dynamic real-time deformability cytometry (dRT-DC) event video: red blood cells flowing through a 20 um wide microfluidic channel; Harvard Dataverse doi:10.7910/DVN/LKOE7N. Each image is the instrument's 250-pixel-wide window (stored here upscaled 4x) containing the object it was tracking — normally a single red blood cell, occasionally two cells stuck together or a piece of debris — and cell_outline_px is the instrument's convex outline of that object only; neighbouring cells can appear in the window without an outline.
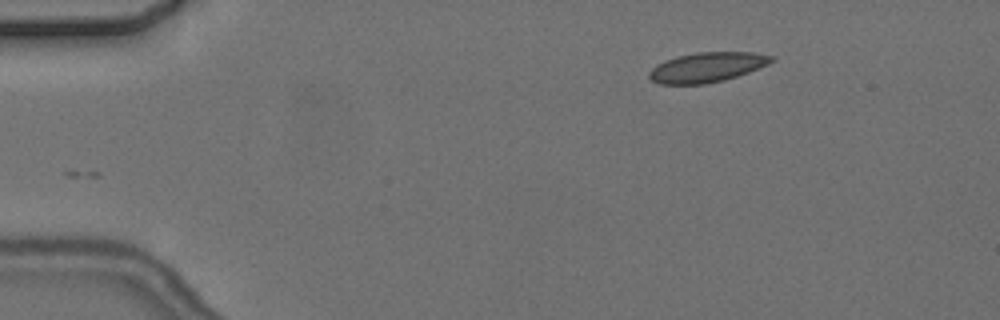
{"species": "common noctule bat (a hibernating species)", "species_latin": "Nyctalus noctula", "temperature_condition": "cold", "stored_images_in_passage": 3, "camera_frame_rate_fps": 3000, "um_per_image_px": 0.085, "animal": {"sex": "female", "body_mass_g": 24.6, "forearm_length_mm": 56.2}, "frame": {"image": 1, "passage_image": 3, "time_ms": 2.333, "image_size_px": [1000, 320], "cell_outline_px": [[776, 60], [768, 64], [748, 72], [724, 80], [704, 84], [660, 84], [652, 80], [648, 76], [648, 72], [656, 64], [664, 60], [696, 52], [752, 52], [776, 56]], "centroid_in_image_um": [60.11, 5.71], "position_along_channel_um": 24.9, "area_um2": 21.27}}